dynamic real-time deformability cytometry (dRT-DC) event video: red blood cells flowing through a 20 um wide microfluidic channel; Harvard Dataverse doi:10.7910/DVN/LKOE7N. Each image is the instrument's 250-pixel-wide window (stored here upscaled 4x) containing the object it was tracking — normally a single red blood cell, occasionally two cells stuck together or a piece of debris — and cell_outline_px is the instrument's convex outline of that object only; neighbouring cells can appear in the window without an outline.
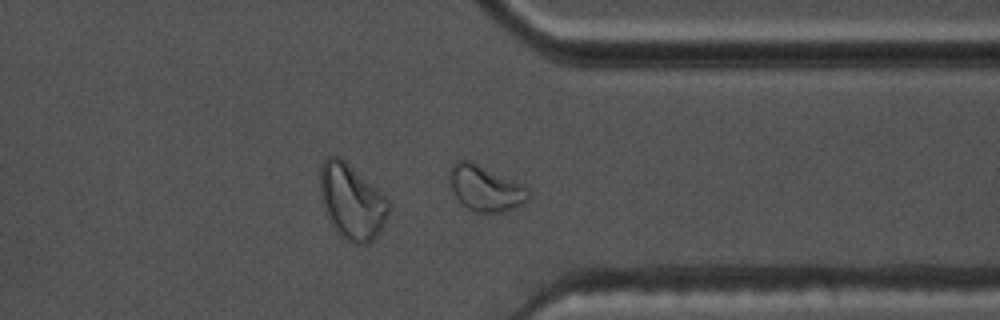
{"species": "common noctule bat (a hibernating species)", "species_latin": "Nyctalus noctula", "temperature_condition": "warm", "stored_images_in_passage": 39, "camera_frame_rate_fps": 3000, "um_per_image_px": 0.085, "animal": {"sex": "male", "body_mass_g": 17.5, "forearm_length_mm": 52.3}, "frame": {"image": 1, "passage_image": 28, "time_ms": 9.0, "image_size_px": [1000, 320], "cell_outline_px": [[528, 200], [516, 208], [504, 212], [472, 212], [456, 196], [448, 180], [452, 164], [456, 160], [472, 160], [524, 184], [528, 192]], "centroid_in_image_um": [41.27, 15.98], "position_along_channel_um": 370.1, "area_um2": 21.15}, "authors_computed_cell_mechanics": {"area_um2": 15.606, "velocity_mm_per_s": 3.6731, "shape_relaxation_time_tau1_ms": 4.4854, "shape_relaxation_time_tau2_ms": 1.322, "deformation_change_tau1": 0.1196, "deformation_change_tau2": 0.067}}